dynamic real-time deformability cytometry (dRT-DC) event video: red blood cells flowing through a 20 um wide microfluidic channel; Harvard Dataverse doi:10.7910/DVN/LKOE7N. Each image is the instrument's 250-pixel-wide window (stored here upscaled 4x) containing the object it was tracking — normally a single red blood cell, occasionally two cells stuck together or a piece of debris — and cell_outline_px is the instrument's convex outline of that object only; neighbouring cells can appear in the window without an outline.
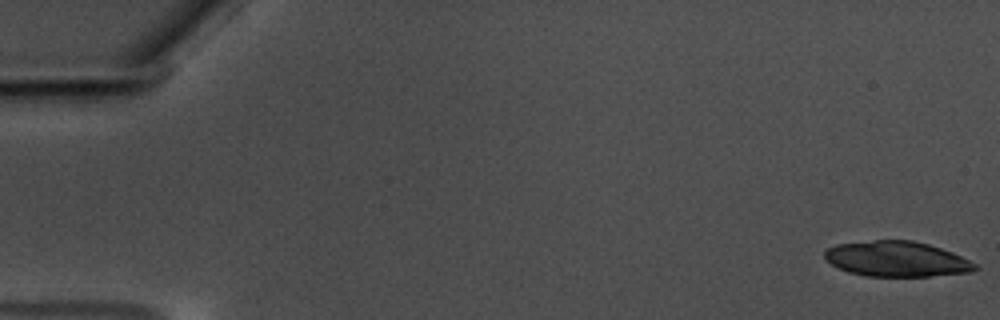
{"species": "common noctule bat (a hibernating species)", "species_latin": "Nyctalus noctula", "temperature_condition": "warm", "stored_images_in_passage": 18, "camera_frame_rate_fps": 3000, "um_per_image_px": 0.085, "animal": {"sex": "male", "body_mass_g": 17.5, "forearm_length_mm": 52.3}, "frame": {"image": 1, "passage_image": 1, "time_ms": 0.0, "image_size_px": [1000, 320], "cell_outline_px": [[980, 268], [968, 272], [928, 276], [864, 276], [848, 272], [832, 264], [824, 256], [824, 252], [828, 248], [836, 244], [876, 240], [912, 240], [928, 244], [952, 252], [976, 264]], "centroid_in_image_um": [76.21, 22.01], "position_along_channel_um": 8.8, "area_um2": 30.69}}